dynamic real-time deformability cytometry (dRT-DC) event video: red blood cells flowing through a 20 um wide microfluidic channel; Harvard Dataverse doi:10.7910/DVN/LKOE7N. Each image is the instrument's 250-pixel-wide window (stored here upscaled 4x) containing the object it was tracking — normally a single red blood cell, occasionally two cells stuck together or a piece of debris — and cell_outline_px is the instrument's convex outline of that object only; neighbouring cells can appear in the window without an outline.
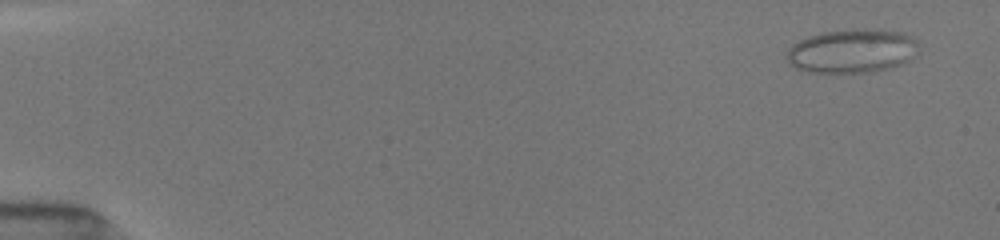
{"species": "common noctule bat (a hibernating species)", "species_latin": "Nyctalus noctula", "temperature_condition": "room temperature", "stored_images_in_passage": 8, "camera_frame_rate_fps": 3000, "um_per_image_px": 0.085, "animal": {"sex": "female", "body_mass_g": 19.5, "forearm_length_mm": 54.1}, "frame": {"image": 1, "passage_image": 2, "time_ms": 0.333, "image_size_px": [1000, 240], "cell_outline_px": [[916, 52], [908, 60], [900, 64], [872, 72], [808, 72], [796, 68], [788, 64], [788, 48], [792, 44], [808, 36], [820, 32], [856, 28], [868, 28], [904, 32], [912, 36], [916, 40]], "centroid_in_image_um": [72.4, 4.31], "position_along_channel_um": 12.6, "area_um2": 33.76}}
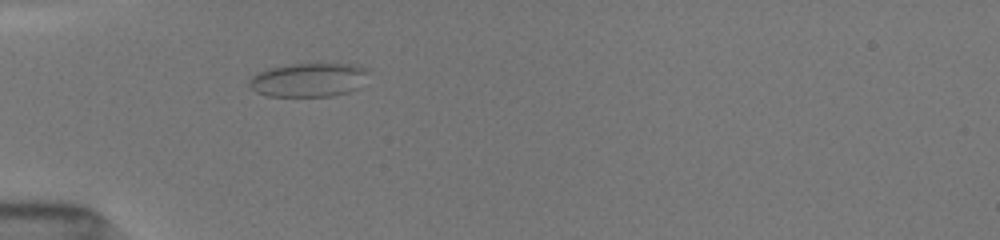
{"frame": {"image": 2, "passage_image": 8, "time_ms": 5.0, "image_size_px": [1000, 240], "cell_outline_px": [[368, 72], [360, 88], [352, 92], [332, 96], [268, 96], [256, 92], [248, 84], [252, 76], [256, 72], [268, 68], [288, 64], [360, 64]], "centroid_in_image_um": [26.24, 6.79], "position_along_channel_um": 58.8, "area_um2": 23.76}}